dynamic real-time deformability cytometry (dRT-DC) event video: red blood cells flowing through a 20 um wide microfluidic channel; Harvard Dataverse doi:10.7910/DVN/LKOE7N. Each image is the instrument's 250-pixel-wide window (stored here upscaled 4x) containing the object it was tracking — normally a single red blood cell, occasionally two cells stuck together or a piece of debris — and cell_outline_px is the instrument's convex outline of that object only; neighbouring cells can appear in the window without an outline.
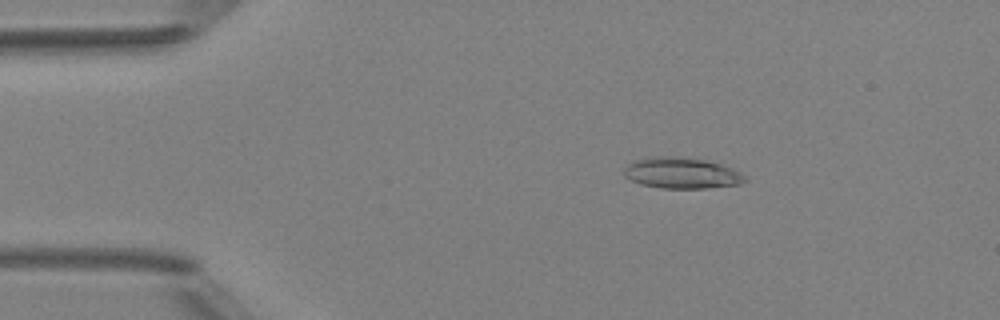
{"species": "Egyptian fruit bat (a non-hibernating species)", "species_latin": "Rousettus aegyptiacus", "temperature_condition": "room temperature", "stored_images_in_passage": 4, "camera_frame_rate_fps": 3000, "um_per_image_px": 0.085, "animal": {"sex": "female"}, "frame": {"image": 1, "passage_image": 2, "time_ms": 1.333, "image_size_px": [1000, 320], "cell_outline_px": [[748, 180], [740, 184], [704, 188], [660, 188], [640, 184], [624, 176], [624, 168], [628, 164], [636, 160], [656, 156], [676, 156], [704, 160], [720, 164], [740, 172]], "centroid_in_image_um": [57.92, 14.71], "position_along_channel_um": 27.1, "area_um2": 21.68}}
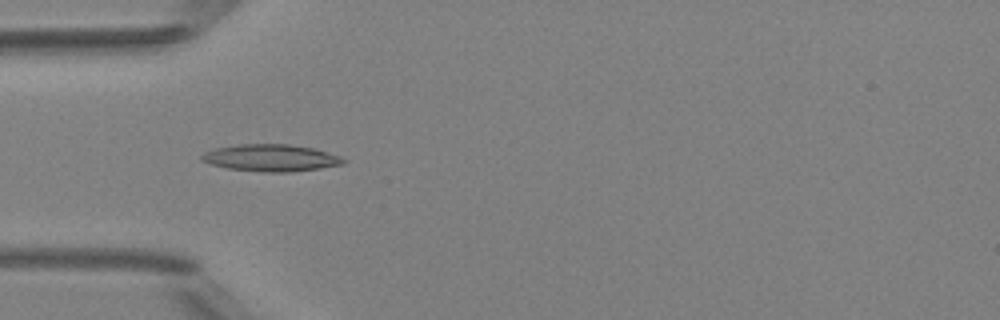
{"frame": {"image": 2, "passage_image": 4, "time_ms": 3.667, "image_size_px": [1000, 320], "cell_outline_px": [[344, 164], [320, 168], [288, 172], [260, 172], [228, 168], [212, 164], [200, 160], [200, 156], [204, 152], [212, 148], [236, 144], [288, 144], [312, 148], [340, 156], [344, 160]], "centroid_in_image_um": [22.96, 13.41], "position_along_channel_um": 62.0, "area_um2": 22.25}}